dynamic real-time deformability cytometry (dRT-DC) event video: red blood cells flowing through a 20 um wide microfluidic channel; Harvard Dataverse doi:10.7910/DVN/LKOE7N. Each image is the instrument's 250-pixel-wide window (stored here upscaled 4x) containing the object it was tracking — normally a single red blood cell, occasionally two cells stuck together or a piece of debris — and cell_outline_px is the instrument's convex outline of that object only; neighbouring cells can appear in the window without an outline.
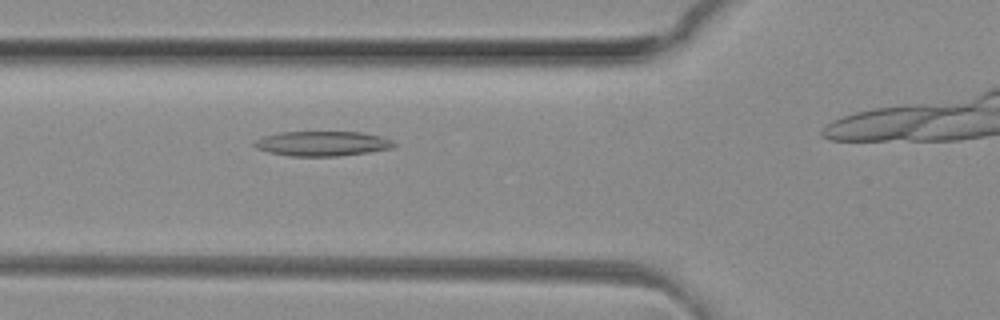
{"species": "common noctule bat (a hibernating species)", "species_latin": "Nyctalus noctula", "temperature_condition": "room temperature", "stored_images_in_passage": 8, "camera_frame_rate_fps": 3000, "um_per_image_px": 0.085, "animal": {"sex": "female", "body_mass_g": 29.2, "forearm_length_mm": 56.3}, "frame": {"image": 1, "passage_image": 4, "time_ms": 1.0, "image_size_px": [1000, 320], "cell_outline_px": [[396, 144], [392, 148], [368, 152], [336, 156], [288, 156], [268, 152], [256, 148], [252, 144], [252, 140], [264, 136], [280, 132], [360, 132], [380, 136], [392, 140]], "centroid_in_image_um": [27.34, 12.2], "position_along_channel_um": 98.5, "area_um2": 20.23}}
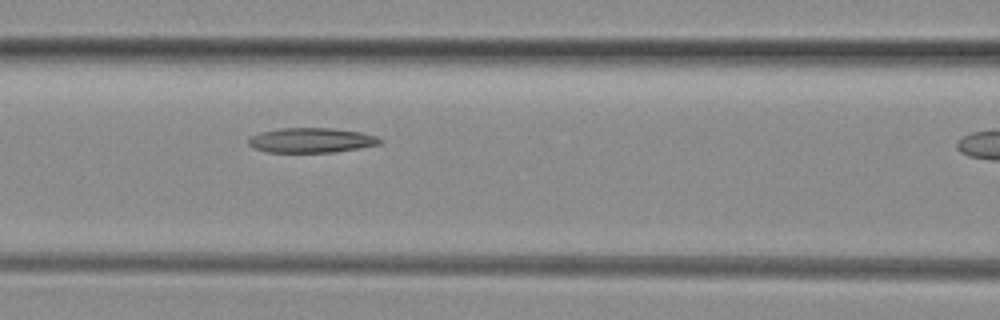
{"frame": {"image": 2, "passage_image": 7, "time_ms": 2.0, "image_size_px": [1000, 320], "cell_outline_px": [[384, 140], [380, 144], [360, 148], [336, 152], [268, 152], [256, 148], [248, 144], [248, 136], [260, 132], [276, 128], [332, 128], [360, 132], [376, 136]], "centroid_in_image_um": [26.46, 11.91], "position_along_channel_um": 140.1, "area_um2": 19.13}}